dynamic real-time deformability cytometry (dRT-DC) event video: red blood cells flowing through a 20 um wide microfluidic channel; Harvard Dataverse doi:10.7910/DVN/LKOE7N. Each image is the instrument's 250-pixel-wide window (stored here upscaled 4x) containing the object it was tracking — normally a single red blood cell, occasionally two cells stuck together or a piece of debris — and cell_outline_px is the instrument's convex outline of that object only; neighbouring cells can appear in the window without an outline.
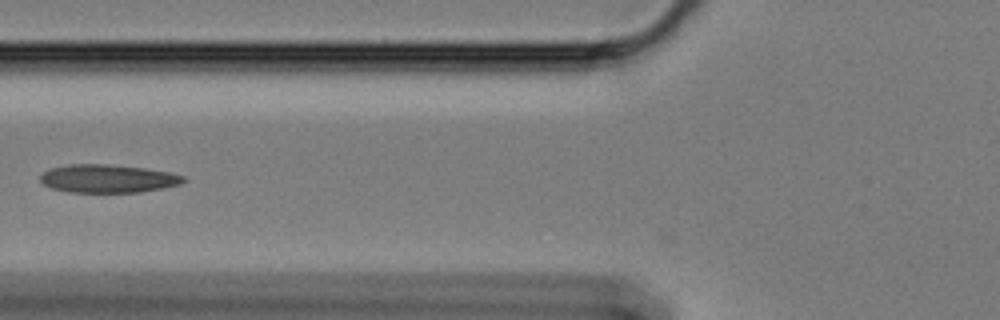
{"species": "Egyptian fruit bat (a non-hibernating species)", "species_latin": "Rousettus aegyptiacus", "temperature_condition": "cold", "stored_images_in_passage": 35, "camera_frame_rate_fps": 3000, "um_per_image_px": 0.085, "animal": {"sex": "female"}, "frame": {"image": 1, "passage_image": 2, "time_ms": 0.333, "image_size_px": [1000, 320], "cell_outline_px": [[184, 180], [180, 184], [164, 188], [140, 192], [68, 192], [52, 188], [44, 184], [40, 180], [40, 176], [44, 172], [52, 168], [68, 164], [108, 164], [144, 168], [168, 172], [184, 176]], "centroid_in_image_um": [9.16, 15.18], "position_along_channel_um": 116.6, "area_um2": 23.35}}
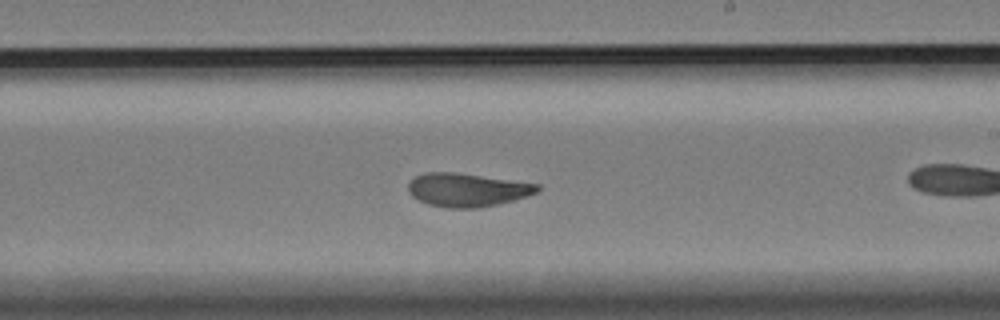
{"frame": {"image": 2, "passage_image": 10, "time_ms": 3.0, "image_size_px": [1000, 320], "cell_outline_px": [[540, 192], [512, 200], [480, 208], [448, 208], [428, 204], [412, 196], [408, 192], [408, 184], [416, 176], [424, 172], [456, 172], [540, 184]], "centroid_in_image_um": [39.72, 16.13], "position_along_channel_um": 249.3, "area_um2": 25.14}}
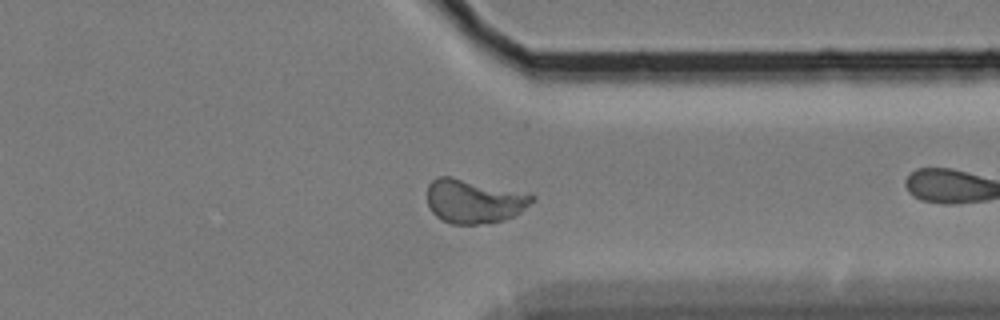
{"frame": {"image": 3, "passage_image": 21, "time_ms": 6.667, "image_size_px": [1000, 320], "cell_outline_px": [[536, 200], [520, 212], [504, 220], [476, 224], [452, 224], [440, 220], [432, 212], [428, 204], [428, 184], [432, 180], [440, 176], [452, 176], [536, 196]], "centroid_in_image_um": [40.26, 17.11], "position_along_channel_um": 371.1, "area_um2": 26.59}, "authors_computed_cell_mechanics": {"area_um2": 25.2586, "velocity_mm_per_s": 3.3697, "shape_relaxation_time_tau1_ms": 7.6258, "shape_relaxation_time_tau2_ms": 1.0218, "deformation_change_tau1": 0.2153, "deformation_change_tau2": 0.0461}}